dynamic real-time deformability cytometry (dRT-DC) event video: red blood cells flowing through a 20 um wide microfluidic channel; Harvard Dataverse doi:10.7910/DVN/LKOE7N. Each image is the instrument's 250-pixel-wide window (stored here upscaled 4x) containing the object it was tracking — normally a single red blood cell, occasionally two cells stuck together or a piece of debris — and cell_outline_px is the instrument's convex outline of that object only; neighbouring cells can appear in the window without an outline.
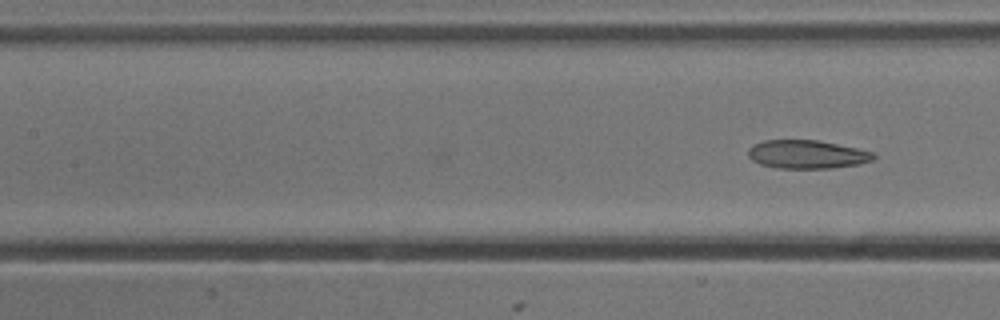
{"species": "common noctule bat (a hibernating species)", "species_latin": "Nyctalus noctula", "temperature_condition": "cold", "stored_images_in_passage": 22, "camera_frame_rate_fps": 3000, "um_per_image_px": 0.085, "animal": {"sex": "male", "body_mass_g": 13.3}, "frame": {"image": 1, "passage_image": 22, "time_ms": 7.0, "image_size_px": [1000, 320], "cell_outline_px": [[876, 156], [872, 160], [860, 164], [832, 168], [776, 168], [760, 164], [752, 160], [748, 156], [748, 148], [752, 144], [764, 140], [816, 140], [876, 152]], "centroid_in_image_um": [68.58, 13.12], "position_along_channel_um": 138.8, "area_um2": 20.87}}